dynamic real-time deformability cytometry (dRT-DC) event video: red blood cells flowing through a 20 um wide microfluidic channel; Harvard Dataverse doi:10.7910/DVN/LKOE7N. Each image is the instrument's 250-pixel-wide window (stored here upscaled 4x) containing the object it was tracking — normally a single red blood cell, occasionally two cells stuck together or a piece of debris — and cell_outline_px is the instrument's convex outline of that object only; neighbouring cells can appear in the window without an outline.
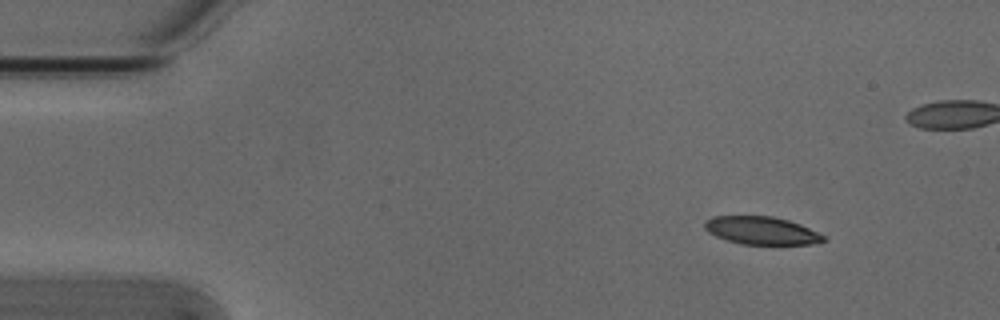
{"species": "Egyptian fruit bat (a non-hibernating species)", "species_latin": "Rousettus aegyptiacus", "temperature_condition": "cold", "stored_images_in_passage": 5, "camera_frame_rate_fps": 3000, "um_per_image_px": 0.085, "animal": {"sex": "male"}, "frame": {"image": 1, "passage_image": 1, "time_ms": 0.0, "image_size_px": [1000, 320], "cell_outline_px": [[828, 240], [812, 244], [740, 244], [716, 236], [708, 232], [704, 228], [704, 220], [712, 216], [772, 216], [788, 220], [800, 224], [824, 236]], "centroid_in_image_um": [64.69, 19.59], "position_along_channel_um": 20.3, "area_um2": 19.25}}